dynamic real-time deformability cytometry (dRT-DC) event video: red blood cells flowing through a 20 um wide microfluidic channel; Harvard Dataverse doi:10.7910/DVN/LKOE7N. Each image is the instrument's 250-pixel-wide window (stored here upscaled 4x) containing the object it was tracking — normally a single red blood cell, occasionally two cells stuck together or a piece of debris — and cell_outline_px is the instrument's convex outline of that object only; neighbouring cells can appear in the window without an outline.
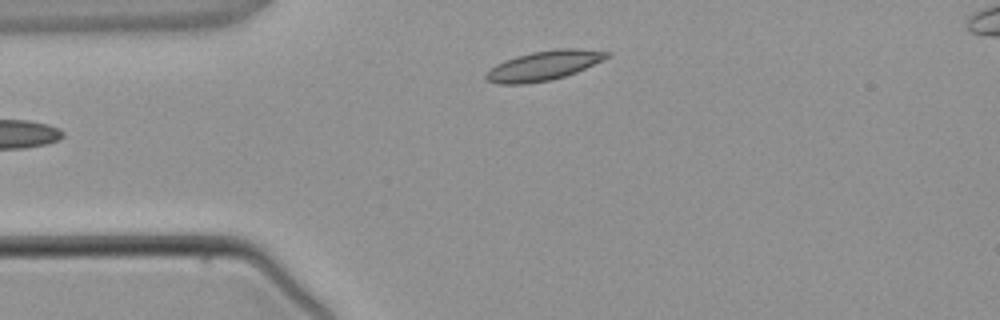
{"species": "common noctule bat (a hibernating species)", "species_latin": "Nyctalus noctula", "temperature_condition": "warm", "stored_images_in_passage": 3, "camera_frame_rate_fps": 3000, "um_per_image_px": 0.085, "animal": {"sex": "male", "body_mass_g": 21.5, "forearm_length_mm": 52.0}, "frame": {"image": 1, "passage_image": 3, "time_ms": 2.333, "image_size_px": [1000, 320], "cell_outline_px": [[612, 56], [576, 72], [552, 80], [524, 84], [496, 84], [484, 80], [484, 76], [496, 64], [504, 60], [516, 56], [532, 52], [556, 48], [580, 48], [612, 52]], "centroid_in_image_um": [46.24, 5.57], "position_along_channel_um": 38.8, "area_um2": 21.04}}